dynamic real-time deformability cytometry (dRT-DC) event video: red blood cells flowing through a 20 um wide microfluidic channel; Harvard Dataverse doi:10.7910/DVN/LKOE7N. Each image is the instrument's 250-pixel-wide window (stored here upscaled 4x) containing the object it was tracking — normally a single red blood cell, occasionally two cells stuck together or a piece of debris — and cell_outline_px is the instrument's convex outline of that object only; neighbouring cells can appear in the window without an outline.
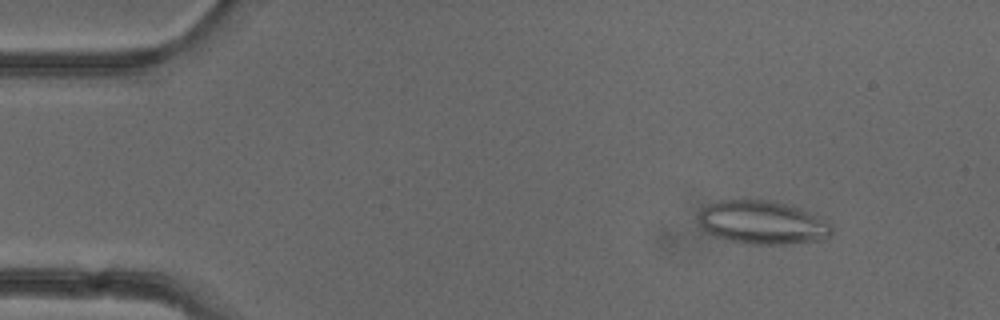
{"species": "common noctule bat (a hibernating species)", "species_latin": "Nyctalus noctula", "temperature_condition": "cold", "stored_images_in_passage": 52, "camera_frame_rate_fps": 3000, "um_per_image_px": 0.085, "animal": {"sex": "female"}, "frame": {"image": 1, "passage_image": 6, "time_ms": 1.667, "image_size_px": [1000, 320], "cell_outline_px": [[832, 232], [824, 240], [788, 244], [752, 244], [728, 240], [716, 236], [708, 232], [700, 224], [700, 212], [708, 204], [720, 200], [772, 200], [816, 212], [832, 224]], "centroid_in_image_um": [64.91, 18.9], "position_along_channel_um": 20.1, "area_um2": 33.99}}
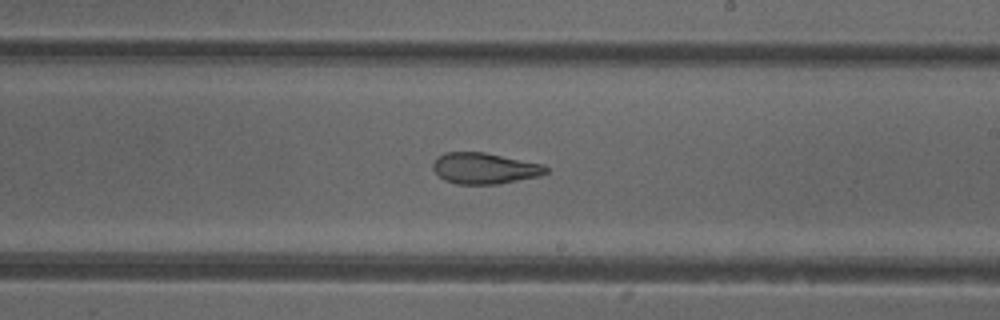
{"frame": {"image": 2, "passage_image": 30, "time_ms": 9.667, "image_size_px": [1000, 320], "cell_outline_px": [[548, 172], [540, 176], [496, 184], [456, 184], [444, 180], [432, 168], [432, 164], [436, 156], [444, 152], [484, 152], [544, 164], [548, 168]], "centroid_in_image_um": [41.17, 14.3], "position_along_channel_um": 247.8, "area_um2": 20.58}}
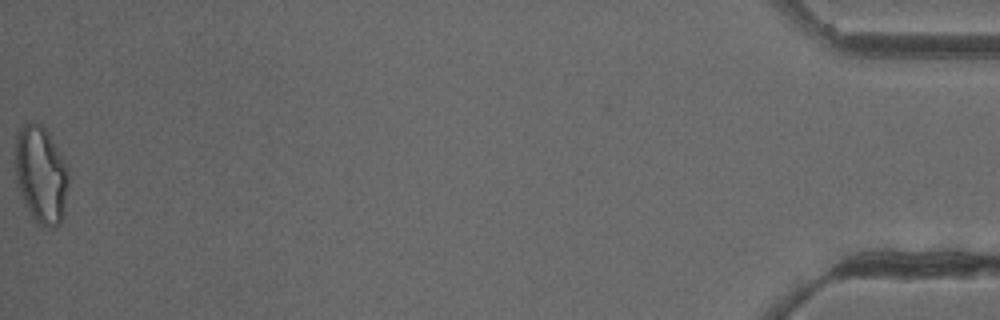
{"frame": {"image": 3, "passage_image": 52, "time_ms": 17.0, "image_size_px": [1000, 320], "cell_outline_px": [[68, 188], [64, 216], [60, 224], [52, 228], [48, 228], [36, 224], [28, 212], [20, 196], [16, 180], [16, 136], [20, 128], [24, 124], [40, 124], [48, 132], [60, 152], [68, 176]], "centroid_in_image_um": [3.48, 14.94], "position_along_channel_um": 431.7, "area_um2": 30.29}, "authors_computed_cell_mechanics": {"area_um2": 24.5361, "velocity_mm_per_s": 3.9498, "shape_relaxation_time_tau1_ms": null, "shape_relaxation_time_tau2_ms": 2.318, "deformation_change_tau1": null, "deformation_change_tau2": 0.1122}}